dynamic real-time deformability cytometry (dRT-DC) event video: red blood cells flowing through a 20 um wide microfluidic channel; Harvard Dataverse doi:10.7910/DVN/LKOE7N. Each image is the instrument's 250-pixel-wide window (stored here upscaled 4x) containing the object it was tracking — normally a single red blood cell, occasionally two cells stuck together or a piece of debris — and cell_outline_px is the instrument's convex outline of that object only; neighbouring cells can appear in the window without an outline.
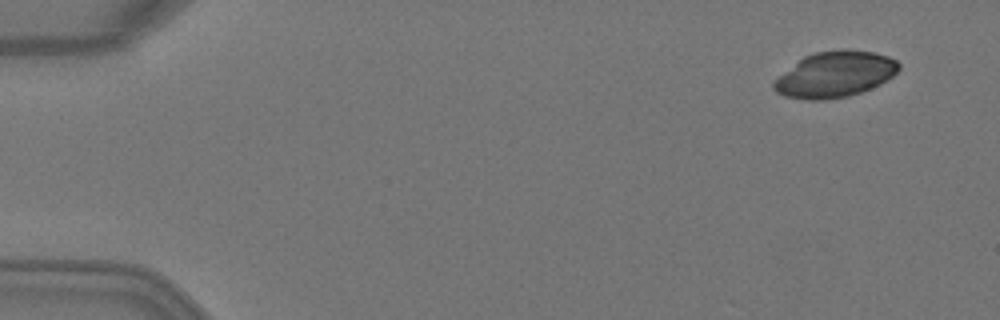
{"species": "Egyptian fruit bat (a non-hibernating species)", "species_latin": "Rousettus aegyptiacus", "temperature_condition": "warm", "stored_images_in_passage": 4, "camera_frame_rate_fps": 3000, "um_per_image_px": 0.085, "animal": {"sex": "female"}, "frame": {"image": 1, "passage_image": 1, "time_ms": 0.0, "image_size_px": [1000, 320], "cell_outline_px": [[900, 68], [888, 80], [880, 84], [860, 92], [848, 96], [824, 100], [808, 100], [784, 96], [776, 92], [772, 88], [772, 80], [804, 56], [816, 52], [840, 48], [844, 48], [872, 52], [888, 56], [896, 60], [900, 64]], "centroid_in_image_um": [70.94, 6.32], "position_along_channel_um": 14.1, "area_um2": 33.64}}